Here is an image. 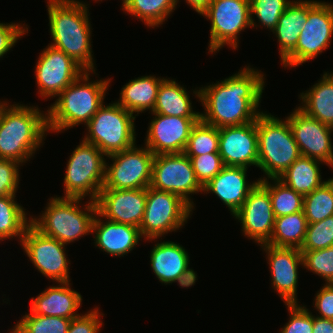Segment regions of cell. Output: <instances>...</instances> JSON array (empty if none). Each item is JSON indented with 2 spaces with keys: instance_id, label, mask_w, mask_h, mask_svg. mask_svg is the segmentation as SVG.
<instances>
[{
  "instance_id": "cell-46",
  "label": "cell",
  "mask_w": 333,
  "mask_h": 333,
  "mask_svg": "<svg viewBox=\"0 0 333 333\" xmlns=\"http://www.w3.org/2000/svg\"><path fill=\"white\" fill-rule=\"evenodd\" d=\"M314 307L322 317L333 320V283H325L314 299Z\"/></svg>"
},
{
  "instance_id": "cell-34",
  "label": "cell",
  "mask_w": 333,
  "mask_h": 333,
  "mask_svg": "<svg viewBox=\"0 0 333 333\" xmlns=\"http://www.w3.org/2000/svg\"><path fill=\"white\" fill-rule=\"evenodd\" d=\"M262 179L260 183L269 191L275 218L303 210L304 196L286 186L278 178Z\"/></svg>"
},
{
  "instance_id": "cell-45",
  "label": "cell",
  "mask_w": 333,
  "mask_h": 333,
  "mask_svg": "<svg viewBox=\"0 0 333 333\" xmlns=\"http://www.w3.org/2000/svg\"><path fill=\"white\" fill-rule=\"evenodd\" d=\"M21 25L12 22L11 24L0 23V58H3L15 46L21 36L28 33V27H25L24 24Z\"/></svg>"
},
{
  "instance_id": "cell-36",
  "label": "cell",
  "mask_w": 333,
  "mask_h": 333,
  "mask_svg": "<svg viewBox=\"0 0 333 333\" xmlns=\"http://www.w3.org/2000/svg\"><path fill=\"white\" fill-rule=\"evenodd\" d=\"M219 151V128L201 119L193 126L184 153L187 156H200Z\"/></svg>"
},
{
  "instance_id": "cell-13",
  "label": "cell",
  "mask_w": 333,
  "mask_h": 333,
  "mask_svg": "<svg viewBox=\"0 0 333 333\" xmlns=\"http://www.w3.org/2000/svg\"><path fill=\"white\" fill-rule=\"evenodd\" d=\"M150 187L171 192L181 197L194 209L190 194L203 192L197 180L190 158L183 153L155 155L152 163Z\"/></svg>"
},
{
  "instance_id": "cell-22",
  "label": "cell",
  "mask_w": 333,
  "mask_h": 333,
  "mask_svg": "<svg viewBox=\"0 0 333 333\" xmlns=\"http://www.w3.org/2000/svg\"><path fill=\"white\" fill-rule=\"evenodd\" d=\"M246 167L224 166L206 185L204 193H214L230 210L233 216L243 205L249 192L260 182H247Z\"/></svg>"
},
{
  "instance_id": "cell-11",
  "label": "cell",
  "mask_w": 333,
  "mask_h": 333,
  "mask_svg": "<svg viewBox=\"0 0 333 333\" xmlns=\"http://www.w3.org/2000/svg\"><path fill=\"white\" fill-rule=\"evenodd\" d=\"M200 15L211 21L208 53L212 54L224 45L238 48V35L252 27L250 0H212Z\"/></svg>"
},
{
  "instance_id": "cell-5",
  "label": "cell",
  "mask_w": 333,
  "mask_h": 333,
  "mask_svg": "<svg viewBox=\"0 0 333 333\" xmlns=\"http://www.w3.org/2000/svg\"><path fill=\"white\" fill-rule=\"evenodd\" d=\"M80 201L82 198L51 197L41 216L30 217L31 225L47 237L65 245L70 244L92 233V223L97 213L95 201L89 200L83 207H80Z\"/></svg>"
},
{
  "instance_id": "cell-42",
  "label": "cell",
  "mask_w": 333,
  "mask_h": 333,
  "mask_svg": "<svg viewBox=\"0 0 333 333\" xmlns=\"http://www.w3.org/2000/svg\"><path fill=\"white\" fill-rule=\"evenodd\" d=\"M299 303L285 304L288 308L290 319L280 333H312L313 315Z\"/></svg>"
},
{
  "instance_id": "cell-25",
  "label": "cell",
  "mask_w": 333,
  "mask_h": 333,
  "mask_svg": "<svg viewBox=\"0 0 333 333\" xmlns=\"http://www.w3.org/2000/svg\"><path fill=\"white\" fill-rule=\"evenodd\" d=\"M189 254L183 246L172 241H161L153 246L150 264L161 283L172 284L189 266Z\"/></svg>"
},
{
  "instance_id": "cell-49",
  "label": "cell",
  "mask_w": 333,
  "mask_h": 333,
  "mask_svg": "<svg viewBox=\"0 0 333 333\" xmlns=\"http://www.w3.org/2000/svg\"><path fill=\"white\" fill-rule=\"evenodd\" d=\"M212 0H185L187 5H190L197 13L201 14L210 4ZM179 0H177V3Z\"/></svg>"
},
{
  "instance_id": "cell-37",
  "label": "cell",
  "mask_w": 333,
  "mask_h": 333,
  "mask_svg": "<svg viewBox=\"0 0 333 333\" xmlns=\"http://www.w3.org/2000/svg\"><path fill=\"white\" fill-rule=\"evenodd\" d=\"M71 319L57 316L25 314L14 326L20 333H67Z\"/></svg>"
},
{
  "instance_id": "cell-15",
  "label": "cell",
  "mask_w": 333,
  "mask_h": 333,
  "mask_svg": "<svg viewBox=\"0 0 333 333\" xmlns=\"http://www.w3.org/2000/svg\"><path fill=\"white\" fill-rule=\"evenodd\" d=\"M35 68L38 92L44 99L58 96L85 71L66 53L51 45L40 53Z\"/></svg>"
},
{
  "instance_id": "cell-30",
  "label": "cell",
  "mask_w": 333,
  "mask_h": 333,
  "mask_svg": "<svg viewBox=\"0 0 333 333\" xmlns=\"http://www.w3.org/2000/svg\"><path fill=\"white\" fill-rule=\"evenodd\" d=\"M322 163L319 160L301 155L278 179L295 192L303 196L307 195L327 181H322L320 175L319 165Z\"/></svg>"
},
{
  "instance_id": "cell-8",
  "label": "cell",
  "mask_w": 333,
  "mask_h": 333,
  "mask_svg": "<svg viewBox=\"0 0 333 333\" xmlns=\"http://www.w3.org/2000/svg\"><path fill=\"white\" fill-rule=\"evenodd\" d=\"M106 156L92 143L82 140L67 162L62 197L96 201L105 182Z\"/></svg>"
},
{
  "instance_id": "cell-51",
  "label": "cell",
  "mask_w": 333,
  "mask_h": 333,
  "mask_svg": "<svg viewBox=\"0 0 333 333\" xmlns=\"http://www.w3.org/2000/svg\"><path fill=\"white\" fill-rule=\"evenodd\" d=\"M10 333H20V331L14 326Z\"/></svg>"
},
{
  "instance_id": "cell-3",
  "label": "cell",
  "mask_w": 333,
  "mask_h": 333,
  "mask_svg": "<svg viewBox=\"0 0 333 333\" xmlns=\"http://www.w3.org/2000/svg\"><path fill=\"white\" fill-rule=\"evenodd\" d=\"M90 73L84 71L68 85L47 110L48 132H63L79 124L86 125L104 104L110 78L90 82ZM82 81V82H81Z\"/></svg>"
},
{
  "instance_id": "cell-41",
  "label": "cell",
  "mask_w": 333,
  "mask_h": 333,
  "mask_svg": "<svg viewBox=\"0 0 333 333\" xmlns=\"http://www.w3.org/2000/svg\"><path fill=\"white\" fill-rule=\"evenodd\" d=\"M197 180L202 186L212 180L225 166L219 153L188 156Z\"/></svg>"
},
{
  "instance_id": "cell-32",
  "label": "cell",
  "mask_w": 333,
  "mask_h": 333,
  "mask_svg": "<svg viewBox=\"0 0 333 333\" xmlns=\"http://www.w3.org/2000/svg\"><path fill=\"white\" fill-rule=\"evenodd\" d=\"M177 0H124L122 10L148 27H159L177 8Z\"/></svg>"
},
{
  "instance_id": "cell-35",
  "label": "cell",
  "mask_w": 333,
  "mask_h": 333,
  "mask_svg": "<svg viewBox=\"0 0 333 333\" xmlns=\"http://www.w3.org/2000/svg\"><path fill=\"white\" fill-rule=\"evenodd\" d=\"M303 211L307 223H315L333 215V179H328L321 187L304 195Z\"/></svg>"
},
{
  "instance_id": "cell-4",
  "label": "cell",
  "mask_w": 333,
  "mask_h": 333,
  "mask_svg": "<svg viewBox=\"0 0 333 333\" xmlns=\"http://www.w3.org/2000/svg\"><path fill=\"white\" fill-rule=\"evenodd\" d=\"M47 132V113L34 106L8 105L0 121V158L22 166L40 148Z\"/></svg>"
},
{
  "instance_id": "cell-21",
  "label": "cell",
  "mask_w": 333,
  "mask_h": 333,
  "mask_svg": "<svg viewBox=\"0 0 333 333\" xmlns=\"http://www.w3.org/2000/svg\"><path fill=\"white\" fill-rule=\"evenodd\" d=\"M225 166H258L256 121L219 128V151Z\"/></svg>"
},
{
  "instance_id": "cell-27",
  "label": "cell",
  "mask_w": 333,
  "mask_h": 333,
  "mask_svg": "<svg viewBox=\"0 0 333 333\" xmlns=\"http://www.w3.org/2000/svg\"><path fill=\"white\" fill-rule=\"evenodd\" d=\"M308 1H293L279 17L272 32L276 35L282 61L297 45L301 30L307 21Z\"/></svg>"
},
{
  "instance_id": "cell-39",
  "label": "cell",
  "mask_w": 333,
  "mask_h": 333,
  "mask_svg": "<svg viewBox=\"0 0 333 333\" xmlns=\"http://www.w3.org/2000/svg\"><path fill=\"white\" fill-rule=\"evenodd\" d=\"M333 246V215L307 225L300 251H313Z\"/></svg>"
},
{
  "instance_id": "cell-10",
  "label": "cell",
  "mask_w": 333,
  "mask_h": 333,
  "mask_svg": "<svg viewBox=\"0 0 333 333\" xmlns=\"http://www.w3.org/2000/svg\"><path fill=\"white\" fill-rule=\"evenodd\" d=\"M194 210L181 197L171 192L147 188L145 212L140 224V232L146 240L161 238L168 232L184 226Z\"/></svg>"
},
{
  "instance_id": "cell-38",
  "label": "cell",
  "mask_w": 333,
  "mask_h": 333,
  "mask_svg": "<svg viewBox=\"0 0 333 333\" xmlns=\"http://www.w3.org/2000/svg\"><path fill=\"white\" fill-rule=\"evenodd\" d=\"M292 2L290 0H250L251 28L258 26L253 19L254 14L259 23L271 32L276 27L279 17Z\"/></svg>"
},
{
  "instance_id": "cell-48",
  "label": "cell",
  "mask_w": 333,
  "mask_h": 333,
  "mask_svg": "<svg viewBox=\"0 0 333 333\" xmlns=\"http://www.w3.org/2000/svg\"><path fill=\"white\" fill-rule=\"evenodd\" d=\"M196 280V272L188 266L174 282H178V285H180L182 288H188L194 285Z\"/></svg>"
},
{
  "instance_id": "cell-12",
  "label": "cell",
  "mask_w": 333,
  "mask_h": 333,
  "mask_svg": "<svg viewBox=\"0 0 333 333\" xmlns=\"http://www.w3.org/2000/svg\"><path fill=\"white\" fill-rule=\"evenodd\" d=\"M154 154L145 146L133 147L107 155L105 182L102 189H147L152 180Z\"/></svg>"
},
{
  "instance_id": "cell-17",
  "label": "cell",
  "mask_w": 333,
  "mask_h": 333,
  "mask_svg": "<svg viewBox=\"0 0 333 333\" xmlns=\"http://www.w3.org/2000/svg\"><path fill=\"white\" fill-rule=\"evenodd\" d=\"M154 115L149 123L145 146L154 154L183 153L193 126L200 117Z\"/></svg>"
},
{
  "instance_id": "cell-18",
  "label": "cell",
  "mask_w": 333,
  "mask_h": 333,
  "mask_svg": "<svg viewBox=\"0 0 333 333\" xmlns=\"http://www.w3.org/2000/svg\"><path fill=\"white\" fill-rule=\"evenodd\" d=\"M233 217L240 222L244 236L258 245L266 243L275 222L269 191L259 182Z\"/></svg>"
},
{
  "instance_id": "cell-2",
  "label": "cell",
  "mask_w": 333,
  "mask_h": 333,
  "mask_svg": "<svg viewBox=\"0 0 333 333\" xmlns=\"http://www.w3.org/2000/svg\"><path fill=\"white\" fill-rule=\"evenodd\" d=\"M87 6L78 0H48L49 28L53 39L49 45L62 50L85 71L95 74Z\"/></svg>"
},
{
  "instance_id": "cell-16",
  "label": "cell",
  "mask_w": 333,
  "mask_h": 333,
  "mask_svg": "<svg viewBox=\"0 0 333 333\" xmlns=\"http://www.w3.org/2000/svg\"><path fill=\"white\" fill-rule=\"evenodd\" d=\"M300 154L333 168V128L307 115L299 107L286 117Z\"/></svg>"
},
{
  "instance_id": "cell-28",
  "label": "cell",
  "mask_w": 333,
  "mask_h": 333,
  "mask_svg": "<svg viewBox=\"0 0 333 333\" xmlns=\"http://www.w3.org/2000/svg\"><path fill=\"white\" fill-rule=\"evenodd\" d=\"M323 77L305 93H300L302 106L307 115L333 128V73L325 72Z\"/></svg>"
},
{
  "instance_id": "cell-31",
  "label": "cell",
  "mask_w": 333,
  "mask_h": 333,
  "mask_svg": "<svg viewBox=\"0 0 333 333\" xmlns=\"http://www.w3.org/2000/svg\"><path fill=\"white\" fill-rule=\"evenodd\" d=\"M307 225L303 210L276 217L272 235L266 244L274 247L300 249L305 239Z\"/></svg>"
},
{
  "instance_id": "cell-44",
  "label": "cell",
  "mask_w": 333,
  "mask_h": 333,
  "mask_svg": "<svg viewBox=\"0 0 333 333\" xmlns=\"http://www.w3.org/2000/svg\"><path fill=\"white\" fill-rule=\"evenodd\" d=\"M104 314L99 313V308H95L71 319V324L67 333H99L103 322L101 317Z\"/></svg>"
},
{
  "instance_id": "cell-29",
  "label": "cell",
  "mask_w": 333,
  "mask_h": 333,
  "mask_svg": "<svg viewBox=\"0 0 333 333\" xmlns=\"http://www.w3.org/2000/svg\"><path fill=\"white\" fill-rule=\"evenodd\" d=\"M189 93L175 80L164 79L157 93L153 113L176 117H200V112L193 111Z\"/></svg>"
},
{
  "instance_id": "cell-7",
  "label": "cell",
  "mask_w": 333,
  "mask_h": 333,
  "mask_svg": "<svg viewBox=\"0 0 333 333\" xmlns=\"http://www.w3.org/2000/svg\"><path fill=\"white\" fill-rule=\"evenodd\" d=\"M136 115L117 102L99 108L86 124L83 140L95 145L106 156L133 147L136 143Z\"/></svg>"
},
{
  "instance_id": "cell-26",
  "label": "cell",
  "mask_w": 333,
  "mask_h": 333,
  "mask_svg": "<svg viewBox=\"0 0 333 333\" xmlns=\"http://www.w3.org/2000/svg\"><path fill=\"white\" fill-rule=\"evenodd\" d=\"M165 78L156 76H141L129 80L120 91V98L117 101L124 109L131 113L146 112L154 109L157 99L158 88Z\"/></svg>"
},
{
  "instance_id": "cell-33",
  "label": "cell",
  "mask_w": 333,
  "mask_h": 333,
  "mask_svg": "<svg viewBox=\"0 0 333 333\" xmlns=\"http://www.w3.org/2000/svg\"><path fill=\"white\" fill-rule=\"evenodd\" d=\"M16 195L0 197V240L18 237L21 242L26 228L31 224L25 209L15 201ZM29 219V220H27Z\"/></svg>"
},
{
  "instance_id": "cell-50",
  "label": "cell",
  "mask_w": 333,
  "mask_h": 333,
  "mask_svg": "<svg viewBox=\"0 0 333 333\" xmlns=\"http://www.w3.org/2000/svg\"><path fill=\"white\" fill-rule=\"evenodd\" d=\"M9 105V103H7V101H0V121L3 115L4 110L6 109V107Z\"/></svg>"
},
{
  "instance_id": "cell-19",
  "label": "cell",
  "mask_w": 333,
  "mask_h": 333,
  "mask_svg": "<svg viewBox=\"0 0 333 333\" xmlns=\"http://www.w3.org/2000/svg\"><path fill=\"white\" fill-rule=\"evenodd\" d=\"M267 254L271 284L285 304L298 303V270L304 266L303 254L298 248L274 247L260 244Z\"/></svg>"
},
{
  "instance_id": "cell-6",
  "label": "cell",
  "mask_w": 333,
  "mask_h": 333,
  "mask_svg": "<svg viewBox=\"0 0 333 333\" xmlns=\"http://www.w3.org/2000/svg\"><path fill=\"white\" fill-rule=\"evenodd\" d=\"M258 137V168L266 177L278 178L300 156V151L288 123L269 113H262L256 119Z\"/></svg>"
},
{
  "instance_id": "cell-14",
  "label": "cell",
  "mask_w": 333,
  "mask_h": 333,
  "mask_svg": "<svg viewBox=\"0 0 333 333\" xmlns=\"http://www.w3.org/2000/svg\"><path fill=\"white\" fill-rule=\"evenodd\" d=\"M21 246L36 269L55 283L69 282V263L65 244L41 234L31 224L26 228Z\"/></svg>"
},
{
  "instance_id": "cell-1",
  "label": "cell",
  "mask_w": 333,
  "mask_h": 333,
  "mask_svg": "<svg viewBox=\"0 0 333 333\" xmlns=\"http://www.w3.org/2000/svg\"><path fill=\"white\" fill-rule=\"evenodd\" d=\"M264 74L250 66L221 82L202 86L193 93L205 107L200 119L217 128L256 121L264 90Z\"/></svg>"
},
{
  "instance_id": "cell-43",
  "label": "cell",
  "mask_w": 333,
  "mask_h": 333,
  "mask_svg": "<svg viewBox=\"0 0 333 333\" xmlns=\"http://www.w3.org/2000/svg\"><path fill=\"white\" fill-rule=\"evenodd\" d=\"M19 165L15 160L0 158V197L16 195L20 181Z\"/></svg>"
},
{
  "instance_id": "cell-24",
  "label": "cell",
  "mask_w": 333,
  "mask_h": 333,
  "mask_svg": "<svg viewBox=\"0 0 333 333\" xmlns=\"http://www.w3.org/2000/svg\"><path fill=\"white\" fill-rule=\"evenodd\" d=\"M58 286H49L36 298L31 299L30 312L41 316H57L72 319L80 314L82 296L70 288L69 282H59ZM76 311V312H75Z\"/></svg>"
},
{
  "instance_id": "cell-40",
  "label": "cell",
  "mask_w": 333,
  "mask_h": 333,
  "mask_svg": "<svg viewBox=\"0 0 333 333\" xmlns=\"http://www.w3.org/2000/svg\"><path fill=\"white\" fill-rule=\"evenodd\" d=\"M304 268L325 279V283H333V246L313 251H301Z\"/></svg>"
},
{
  "instance_id": "cell-47",
  "label": "cell",
  "mask_w": 333,
  "mask_h": 333,
  "mask_svg": "<svg viewBox=\"0 0 333 333\" xmlns=\"http://www.w3.org/2000/svg\"><path fill=\"white\" fill-rule=\"evenodd\" d=\"M312 333H333V320L313 315Z\"/></svg>"
},
{
  "instance_id": "cell-20",
  "label": "cell",
  "mask_w": 333,
  "mask_h": 333,
  "mask_svg": "<svg viewBox=\"0 0 333 333\" xmlns=\"http://www.w3.org/2000/svg\"><path fill=\"white\" fill-rule=\"evenodd\" d=\"M147 199V189H101L97 212L116 223L140 227Z\"/></svg>"
},
{
  "instance_id": "cell-9",
  "label": "cell",
  "mask_w": 333,
  "mask_h": 333,
  "mask_svg": "<svg viewBox=\"0 0 333 333\" xmlns=\"http://www.w3.org/2000/svg\"><path fill=\"white\" fill-rule=\"evenodd\" d=\"M333 35V5L308 0L307 21L296 47L281 61L283 67H296L316 58L330 45Z\"/></svg>"
},
{
  "instance_id": "cell-23",
  "label": "cell",
  "mask_w": 333,
  "mask_h": 333,
  "mask_svg": "<svg viewBox=\"0 0 333 333\" xmlns=\"http://www.w3.org/2000/svg\"><path fill=\"white\" fill-rule=\"evenodd\" d=\"M100 218L102 216L97 212L92 223L96 247L113 256L123 257L138 245L142 238L138 227Z\"/></svg>"
}]
</instances>
